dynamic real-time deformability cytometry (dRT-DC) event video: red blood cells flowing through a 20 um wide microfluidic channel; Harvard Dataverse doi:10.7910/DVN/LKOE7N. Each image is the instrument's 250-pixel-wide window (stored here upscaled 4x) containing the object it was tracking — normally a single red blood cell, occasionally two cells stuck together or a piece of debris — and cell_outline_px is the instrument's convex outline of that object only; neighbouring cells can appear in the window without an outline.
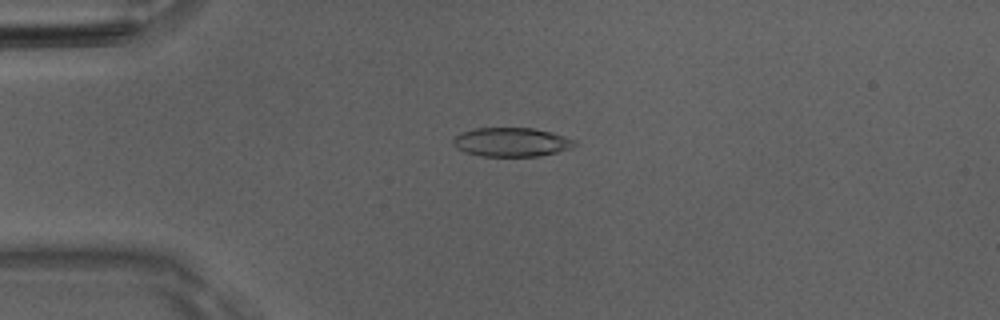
{"species": "Egyptian fruit bat (a non-hibernating species)", "species_latin": "Rousettus aegyptiacus", "temperature_condition": "room temperature", "stored_images_in_passage": 51, "camera_frame_rate_fps": 3000, "um_per_image_px": 0.085, "animal": {"sex": "male"}, "frame": {"image": 1, "passage_image": 13, "time_ms": 4.0, "image_size_px": [1000, 320], "cell_outline_px": [[576, 144], [572, 148], [556, 152], [536, 156], [480, 156], [464, 152], [456, 148], [452, 144], [452, 140], [460, 132], [476, 128], [532, 128], [552, 132], [576, 140]], "centroid_in_image_um": [43.45, 12.08], "position_along_channel_um": 41.6, "area_um2": 20.58}}
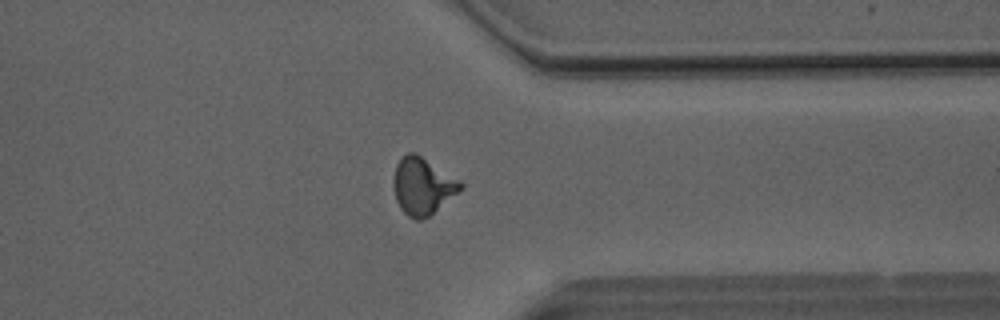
{"frame": {"image": 2, "passage_image": 40, "time_ms": 13.0, "image_size_px": [1000, 320], "cell_outline_px": [[464, 188], [428, 216], [420, 220], [416, 220], [408, 216], [400, 208], [396, 200], [392, 184], [392, 180], [396, 164], [408, 152], [416, 152], [460, 180], [464, 184]], "centroid_in_image_um": [35.91, 15.8], "position_along_channel_um": 375.5, "area_um2": 22.31}}
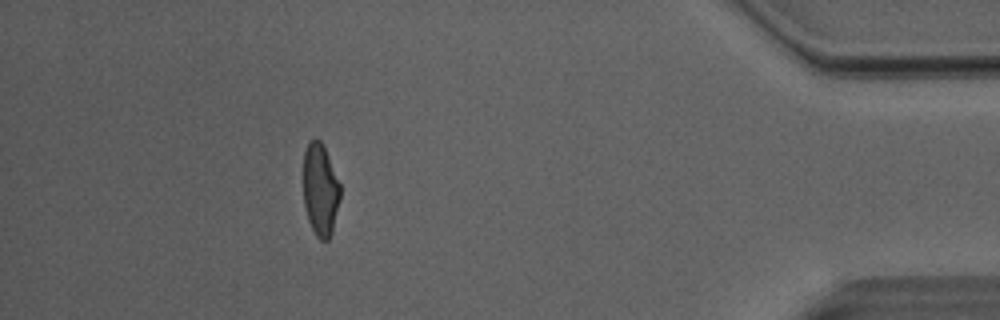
{"frame": {"image": 3, "passage_image": 46, "time_ms": 15.0, "image_size_px": [1000, 320], "cell_outline_px": [[340, 200], [332, 232], [328, 240], [320, 240], [316, 236], [308, 220], [304, 204], [304, 152], [308, 140], [316, 136], [320, 140], [324, 148], [340, 184]], "centroid_in_image_um": [27.22, 16.12], "position_along_channel_um": 408.0, "area_um2": 19.83}, "authors_computed_cell_mechanics": {"area_um2": 21.3282, "velocity_mm_per_s": 4.0603, "shape_relaxation_time_tau1_ms": 6.3041, "shape_relaxation_time_tau2_ms": 1.244, "deformation_change_tau1": 0.2102, "deformation_change_tau2": 0.0737}}